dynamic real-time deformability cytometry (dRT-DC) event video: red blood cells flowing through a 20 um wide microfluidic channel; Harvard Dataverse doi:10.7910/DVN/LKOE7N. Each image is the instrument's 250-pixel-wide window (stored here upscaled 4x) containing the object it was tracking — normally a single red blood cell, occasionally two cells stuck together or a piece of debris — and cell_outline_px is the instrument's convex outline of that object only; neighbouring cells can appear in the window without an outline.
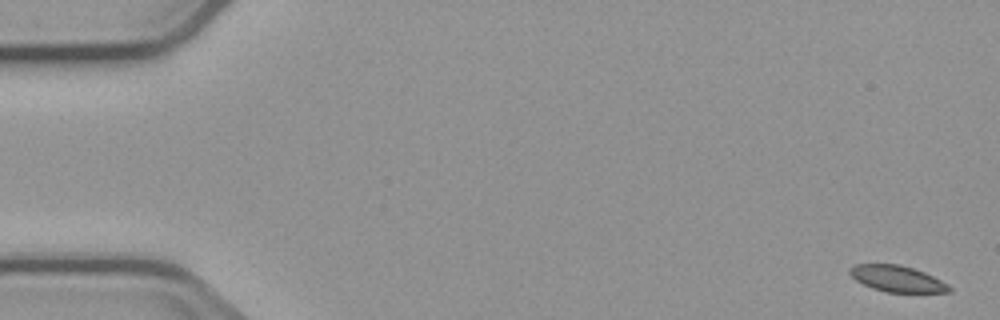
{"species": "common noctule bat (a hibernating species)", "species_latin": "Nyctalus noctula", "temperature_condition": "cold", "stored_images_in_passage": 4, "camera_frame_rate_fps": 3000, "um_per_image_px": 0.085, "animal": {"sex": "male", "body_mass_g": 23.1, "forearm_length_mm": 52.7}, "frame": {"image": 1, "passage_image": 1, "time_ms": 0.0, "image_size_px": [1000, 320], "cell_outline_px": [[952, 292], [884, 292], [872, 288], [856, 280], [848, 272], [848, 268], [856, 264], [900, 264], [924, 272], [948, 284], [952, 288]], "centroid_in_image_um": [76.25, 23.69], "position_along_channel_um": 8.8, "area_um2": 15.14}}
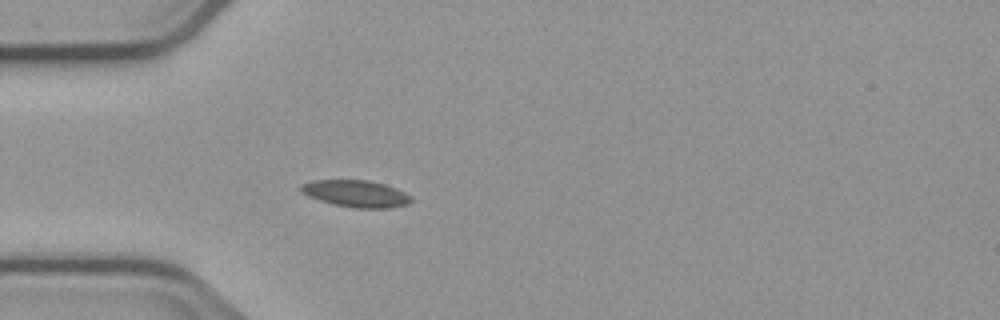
{"frame": {"image": 2, "passage_image": 4, "time_ms": 5.0, "image_size_px": [1000, 320], "cell_outline_px": [[412, 200], [408, 204], [388, 208], [352, 208], [332, 204], [308, 196], [300, 192], [300, 184], [312, 180], [368, 180], [384, 184], [396, 188], [412, 196]], "centroid_in_image_um": [30.24, 16.46], "position_along_channel_um": 54.8, "area_um2": 17.4}}